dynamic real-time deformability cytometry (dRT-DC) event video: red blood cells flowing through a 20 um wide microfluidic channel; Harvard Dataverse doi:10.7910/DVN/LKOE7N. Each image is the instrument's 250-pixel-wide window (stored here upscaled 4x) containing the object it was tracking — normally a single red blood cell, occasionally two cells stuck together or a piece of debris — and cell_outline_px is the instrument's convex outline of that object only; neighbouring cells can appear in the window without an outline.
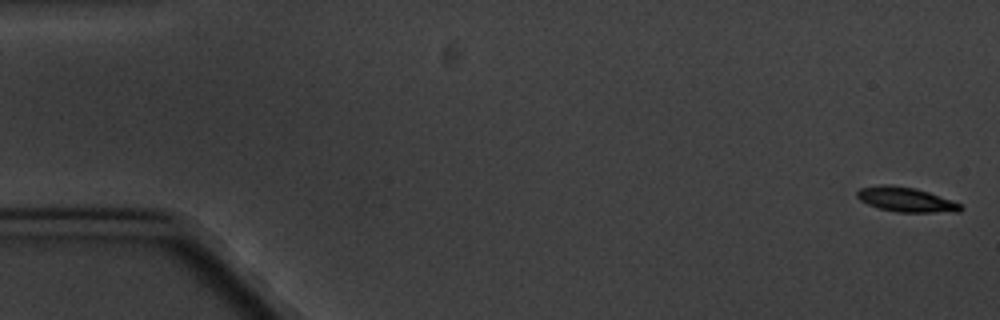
{"species": "common noctule bat (a hibernating species)", "species_latin": "Nyctalus noctula", "temperature_condition": "cold", "stored_images_in_passage": 6, "camera_frame_rate_fps": 3000, "um_per_image_px": 0.085, "animal": {"sex": "male", "body_mass_g": 20.1, "forearm_length_mm": 53.5}, "frame": {"image": 1, "passage_image": 1, "time_ms": 0.0, "image_size_px": [1000, 320], "cell_outline_px": [[964, 208], [960, 212], [896, 212], [880, 208], [868, 204], [860, 200], [856, 196], [856, 192], [860, 188], [884, 184], [892, 184], [916, 188], [928, 192], [960, 204]], "centroid_in_image_um": [76.99, 16.96], "position_along_channel_um": 8.0, "area_um2": 14.8}}
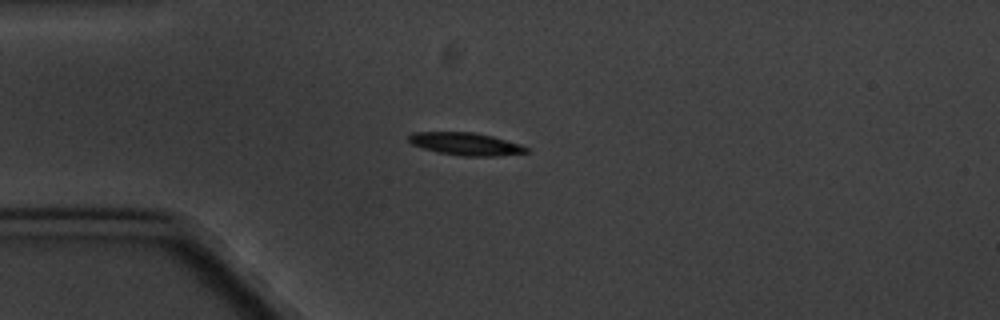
{"frame": {"image": 2, "passage_image": 5, "time_ms": 4.667, "image_size_px": [1000, 320], "cell_outline_px": [[528, 152], [496, 156], [460, 156], [436, 152], [412, 144], [408, 140], [408, 136], [412, 132], [472, 132], [492, 136], [520, 144], [528, 148]], "centroid_in_image_um": [39.56, 12.23], "position_along_channel_um": 45.4, "area_um2": 15.43}}